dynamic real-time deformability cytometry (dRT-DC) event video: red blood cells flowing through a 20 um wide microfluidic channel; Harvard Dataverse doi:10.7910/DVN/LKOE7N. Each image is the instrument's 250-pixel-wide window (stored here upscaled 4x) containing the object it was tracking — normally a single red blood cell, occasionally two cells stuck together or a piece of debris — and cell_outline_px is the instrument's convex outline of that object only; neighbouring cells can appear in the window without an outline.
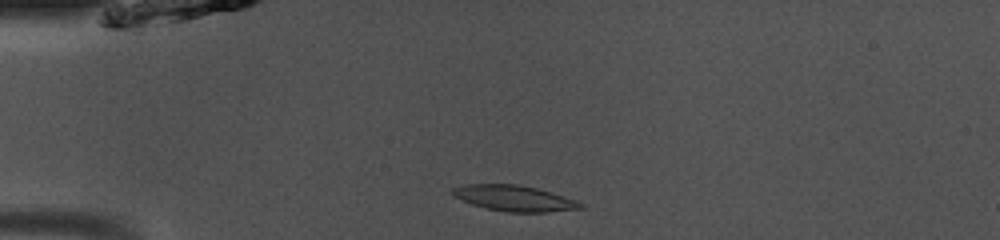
{"species": "common noctule bat (a hibernating species)", "species_latin": "Nyctalus noctula", "temperature_condition": "room temperature", "stored_images_in_passage": 39, "camera_frame_rate_fps": 3000, "um_per_image_px": 0.085, "animal": {"sex": "male", "body_mass_g": 13.0, "forearm_length_mm": 53.1}, "frame": {"image": 1, "passage_image": 2, "time_ms": 0.333, "image_size_px": [1000, 240], "cell_outline_px": [[584, 208], [548, 212], [508, 212], [488, 208], [472, 204], [452, 196], [452, 188], [464, 184], [516, 184], [536, 188], [576, 200], [584, 204]], "centroid_in_image_um": [43.7, 16.85], "position_along_channel_um": 41.3, "area_um2": 19.07}}
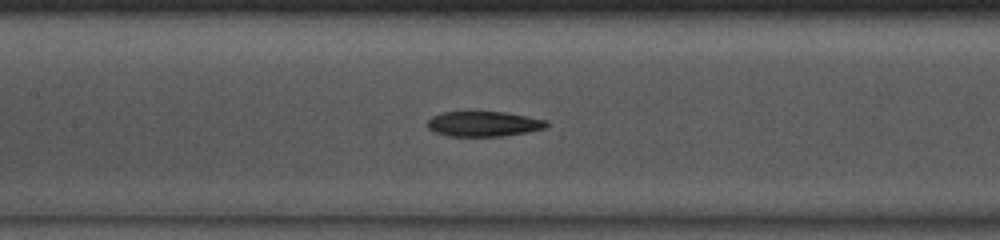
{"frame": {"image": 2, "passage_image": 13, "time_ms": 4.0, "image_size_px": [1000, 240], "cell_outline_px": [[548, 124], [544, 128], [528, 132], [504, 136], [448, 136], [436, 132], [428, 128], [428, 120], [432, 116], [444, 112], [504, 112], [548, 120]], "centroid_in_image_um": [41.12, 10.53], "position_along_channel_um": 166.3, "area_um2": 17.34}}
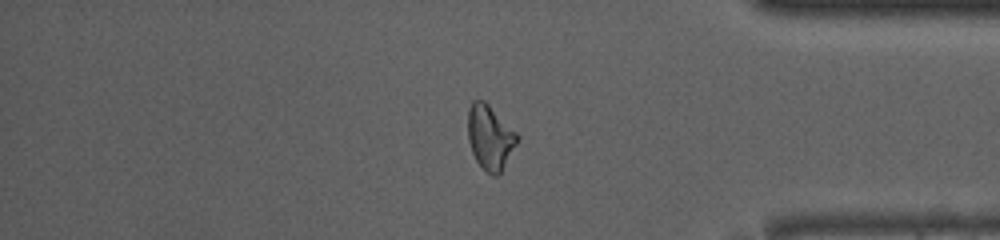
{"frame": {"image": 3, "passage_image": 31, "time_ms": 10.0, "image_size_px": [1000, 240], "cell_outline_px": [[520, 136], [516, 144], [500, 172], [496, 176], [492, 176], [476, 160], [472, 152], [468, 140], [468, 108], [472, 100], [484, 100]], "centroid_in_image_um": [41.63, 11.64], "position_along_channel_um": 393.6, "area_um2": 18.21}, "authors_computed_cell_mechanics": {"area_um2": 18.0336, "velocity_mm_per_s": 4.089, "shape_relaxation_time_tau1_ms": null, "shape_relaxation_time_tau2_ms": 3.2559, "deformation_change_tau1": null, "deformation_change_tau2": 0.119}}